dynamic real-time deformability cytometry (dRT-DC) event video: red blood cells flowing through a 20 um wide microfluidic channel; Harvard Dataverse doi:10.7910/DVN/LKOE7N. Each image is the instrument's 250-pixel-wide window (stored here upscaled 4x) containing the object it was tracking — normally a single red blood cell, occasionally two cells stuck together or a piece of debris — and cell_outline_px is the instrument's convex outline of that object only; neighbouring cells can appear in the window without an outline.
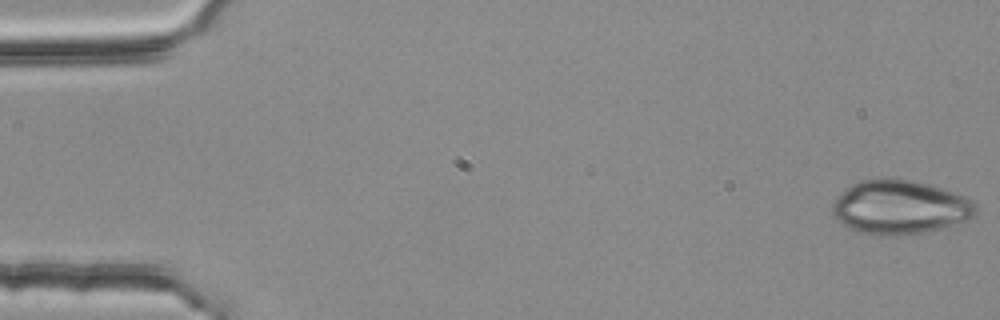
{"species": "common noctule bat (a hibernating species)", "species_latin": "Nyctalus noctula", "temperature_condition": "room temperature", "stored_images_in_passage": 46, "camera_frame_rate_fps": 3000, "um_per_image_px": 0.085, "animal": {"sex": "female", "body_mass_g": 25.1}, "frame": {"image": 1, "passage_image": 1, "time_ms": 0.0, "image_size_px": [1000, 320], "cell_outline_px": [[976, 212], [972, 216], [964, 220], [940, 228], [924, 232], [896, 236], [876, 236], [856, 232], [848, 228], [836, 220], [832, 216], [832, 204], [836, 196], [844, 188], [852, 184], [864, 180], [912, 180], [928, 184], [964, 196], [972, 200], [976, 204]], "centroid_in_image_um": [76.41, 17.64], "position_along_channel_um": 8.6, "area_um2": 44.91}}
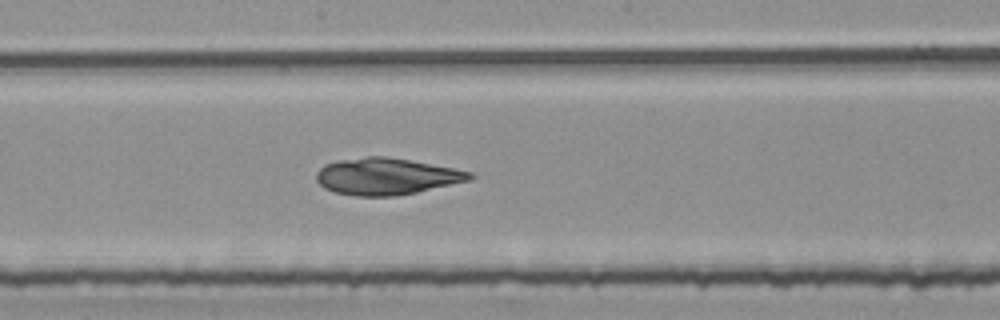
{"frame": {"image": 2, "passage_image": 29, "time_ms": 9.333, "image_size_px": [1000, 320], "cell_outline_px": [[476, 176], [468, 180], [416, 192], [396, 196], [356, 196], [336, 192], [324, 188], [316, 180], [316, 172], [324, 164], [336, 160], [368, 156], [384, 156], [408, 160], [452, 168], [472, 172]], "centroid_in_image_um": [32.79, 14.99], "position_along_channel_um": 215.4, "area_um2": 32.54}}
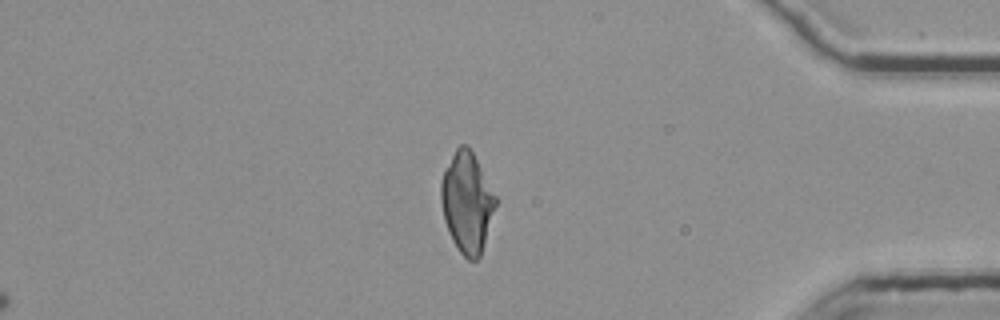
{"frame": {"image": 3, "passage_image": 46, "time_ms": 15.0, "image_size_px": [1000, 320], "cell_outline_px": [[496, 204], [480, 256], [476, 260], [468, 260], [460, 252], [452, 240], [444, 220], [440, 200], [440, 184], [444, 172], [456, 148], [460, 144], [468, 144], [496, 196]], "centroid_in_image_um": [39.68, 17.2], "position_along_channel_um": 395.5, "area_um2": 31.5}}